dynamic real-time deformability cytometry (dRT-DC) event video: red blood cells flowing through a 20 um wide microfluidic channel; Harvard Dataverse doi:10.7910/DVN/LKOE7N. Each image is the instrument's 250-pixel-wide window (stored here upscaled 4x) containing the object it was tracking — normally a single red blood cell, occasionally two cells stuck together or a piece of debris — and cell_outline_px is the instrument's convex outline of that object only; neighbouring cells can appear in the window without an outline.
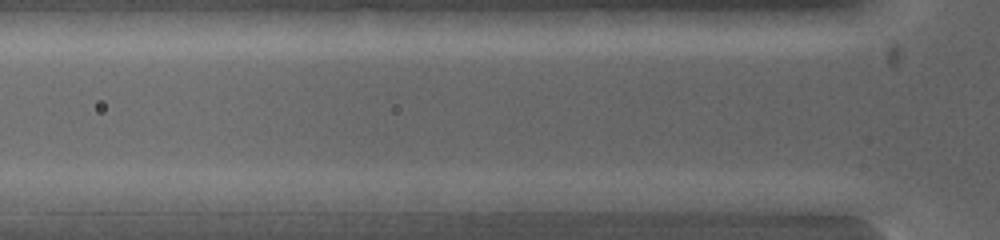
{"species": "common noctule bat (a hibernating species)", "species_latin": "Nyctalus noctula", "temperature_condition": "warm", "stored_images_in_passage": 5, "segment_of_instrument_passage": [2, 2], "camera_frame_rate_fps": 5000, "um_per_image_px": 0.085, "animal": {"sex": "female", "body_mass_g": 19.0, "forearm_length_mm": 53.3}, "frame": {"image": 1, "passage_image": 4, "time_ms": 1.2, "image_size_px": [1000, 240], "cell_outline_px": [[480, 200], [472, 212], [468, 216], [436, 216], [404, 212], [408, 200], [420, 192], [440, 192]], "centroid_in_image_um": [37.47, 17.4], "position_along_channel_um": 88.3, "area_um2": 10.17}}